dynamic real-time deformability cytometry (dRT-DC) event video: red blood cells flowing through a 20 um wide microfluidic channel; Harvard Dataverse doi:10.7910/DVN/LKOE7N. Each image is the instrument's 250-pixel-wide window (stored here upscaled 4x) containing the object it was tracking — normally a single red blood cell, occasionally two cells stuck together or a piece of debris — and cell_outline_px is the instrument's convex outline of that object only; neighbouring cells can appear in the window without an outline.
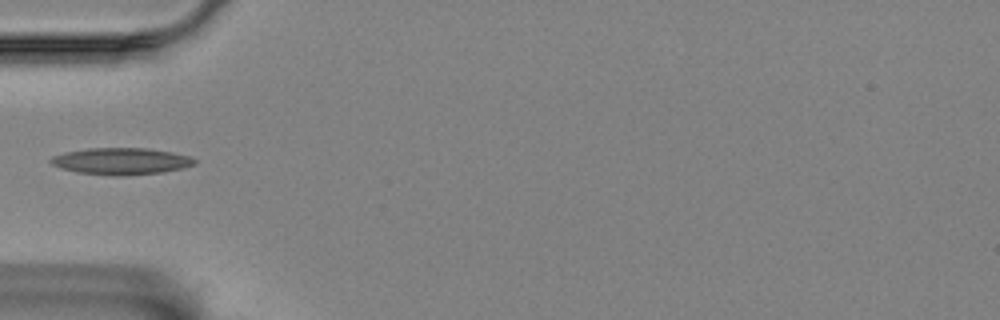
{"species": "Egyptian fruit bat (a non-hibernating species)", "species_latin": "Rousettus aegyptiacus", "temperature_condition": "room temperature", "stored_images_in_passage": 26, "camera_frame_rate_fps": 3000, "um_per_image_px": 0.085, "animal": {"sex": "female"}, "frame": {"image": 1, "passage_image": 1, "time_ms": 0.0, "image_size_px": [1000, 320], "cell_outline_px": [[196, 164], [184, 168], [164, 172], [124, 176], [112, 176], [76, 172], [60, 168], [52, 164], [48, 160], [52, 156], [64, 152], [88, 148], [144, 148], [172, 152], [188, 156], [196, 160]], "centroid_in_image_um": [10.28, 13.71], "position_along_channel_um": 74.7, "area_um2": 22.6}}